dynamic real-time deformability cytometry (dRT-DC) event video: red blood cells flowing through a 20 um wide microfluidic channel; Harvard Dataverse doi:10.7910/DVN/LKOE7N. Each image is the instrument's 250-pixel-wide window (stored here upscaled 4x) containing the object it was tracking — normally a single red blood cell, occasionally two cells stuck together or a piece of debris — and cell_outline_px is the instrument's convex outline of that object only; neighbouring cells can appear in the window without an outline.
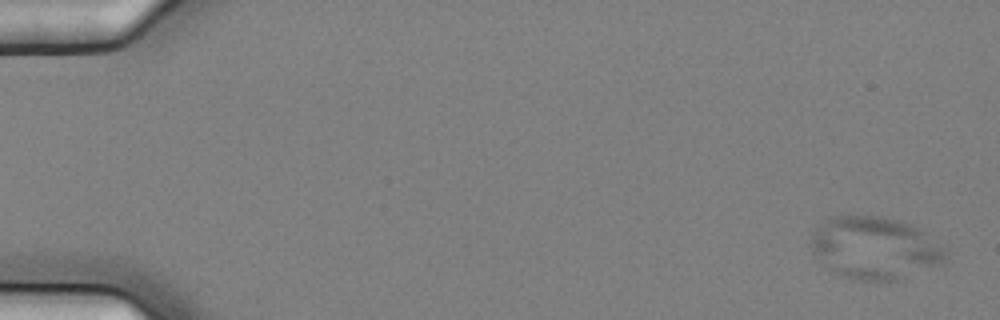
{"species": "common noctule bat (a hibernating species)", "species_latin": "Nyctalus noctula", "temperature_condition": "cold", "stored_images_in_passage": 9, "camera_frame_rate_fps": 3000, "um_per_image_px": 0.085, "animal": {"sex": "female", "body_mass_g": 25.1}, "frame": {"image": 1, "passage_image": 1, "time_ms": 0.0, "image_size_px": [1000, 320], "cell_outline_px": [[948, 256], [940, 264], [900, 280], [852, 280], [828, 272], [824, 268], [812, 252], [812, 236], [816, 228], [832, 216], [880, 216], [896, 220], [908, 224], [924, 232], [944, 248], [948, 252]], "centroid_in_image_um": [74.32, 21.11], "position_along_channel_um": 10.7, "area_um2": 48.96}}